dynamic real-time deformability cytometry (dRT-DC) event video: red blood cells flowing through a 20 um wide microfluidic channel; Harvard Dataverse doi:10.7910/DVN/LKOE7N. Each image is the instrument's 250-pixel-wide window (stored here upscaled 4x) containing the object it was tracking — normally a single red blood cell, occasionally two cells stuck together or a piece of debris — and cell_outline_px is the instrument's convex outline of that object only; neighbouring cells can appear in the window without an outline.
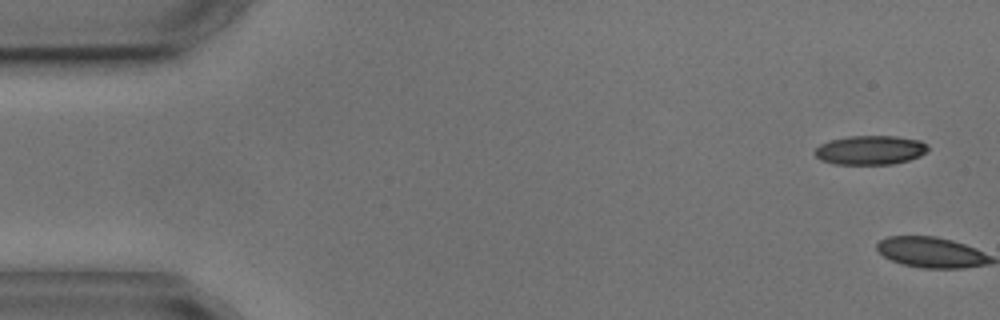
{"species": "common noctule bat (a hibernating species)", "species_latin": "Nyctalus noctula", "temperature_condition": "cold", "stored_images_in_passage": 5, "camera_frame_rate_fps": 3000, "um_per_image_px": 0.085, "animal": {"sex": "male", "body_mass_g": 17.9, "forearm_length_mm": 54.2}, "frame": {"image": 1, "passage_image": 1, "time_ms": 0.0, "image_size_px": [1000, 320], "cell_outline_px": [[928, 152], [920, 156], [908, 160], [892, 164], [836, 164], [820, 160], [812, 152], [820, 144], [828, 140], [848, 136], [896, 136], [920, 140], [928, 144]], "centroid_in_image_um": [73.97, 12.75], "position_along_channel_um": 11.0, "area_um2": 19.42}}
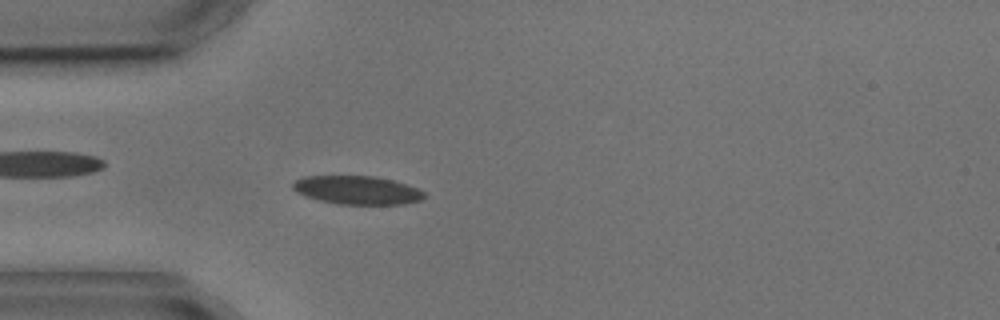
{"frame": {"image": 2, "passage_image": 5, "time_ms": 5.0, "image_size_px": [1000, 320], "cell_outline_px": [[428, 196], [420, 200], [404, 204], [340, 204], [320, 200], [296, 192], [292, 188], [292, 184], [296, 180], [304, 176], [372, 176], [392, 180], [416, 188], [424, 192]], "centroid_in_image_um": [30.37, 16.16], "position_along_channel_um": 54.6, "area_um2": 21.56}}